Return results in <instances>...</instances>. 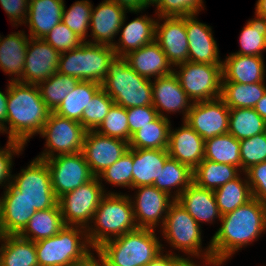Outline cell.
<instances>
[{"instance_id":"e0dca14e","label":"cell","mask_w":266,"mask_h":266,"mask_svg":"<svg viewBox=\"0 0 266 266\" xmlns=\"http://www.w3.org/2000/svg\"><path fill=\"white\" fill-rule=\"evenodd\" d=\"M60 53L43 38H30L23 68L22 83L38 85L55 74Z\"/></svg>"},{"instance_id":"f546056e","label":"cell","mask_w":266,"mask_h":266,"mask_svg":"<svg viewBox=\"0 0 266 266\" xmlns=\"http://www.w3.org/2000/svg\"><path fill=\"white\" fill-rule=\"evenodd\" d=\"M29 39L30 37L28 38L21 30L8 34L4 39L0 36V67L4 73L15 75L11 81H20L23 78Z\"/></svg>"},{"instance_id":"680465c9","label":"cell","mask_w":266,"mask_h":266,"mask_svg":"<svg viewBox=\"0 0 266 266\" xmlns=\"http://www.w3.org/2000/svg\"><path fill=\"white\" fill-rule=\"evenodd\" d=\"M94 253H90L85 259L75 263L73 266H108L105 259L97 252L99 259L94 258ZM100 261V262H98Z\"/></svg>"},{"instance_id":"7402d4cb","label":"cell","mask_w":266,"mask_h":266,"mask_svg":"<svg viewBox=\"0 0 266 266\" xmlns=\"http://www.w3.org/2000/svg\"><path fill=\"white\" fill-rule=\"evenodd\" d=\"M183 122L180 129H170L167 151L171 158L194 170L204 159L205 140Z\"/></svg>"},{"instance_id":"bcb514c9","label":"cell","mask_w":266,"mask_h":266,"mask_svg":"<svg viewBox=\"0 0 266 266\" xmlns=\"http://www.w3.org/2000/svg\"><path fill=\"white\" fill-rule=\"evenodd\" d=\"M241 170L266 161V132L240 140Z\"/></svg>"},{"instance_id":"52a82bcc","label":"cell","mask_w":266,"mask_h":266,"mask_svg":"<svg viewBox=\"0 0 266 266\" xmlns=\"http://www.w3.org/2000/svg\"><path fill=\"white\" fill-rule=\"evenodd\" d=\"M115 56L111 46L84 41L79 47L60 53L57 72L102 84Z\"/></svg>"},{"instance_id":"f1b7e54d","label":"cell","mask_w":266,"mask_h":266,"mask_svg":"<svg viewBox=\"0 0 266 266\" xmlns=\"http://www.w3.org/2000/svg\"><path fill=\"white\" fill-rule=\"evenodd\" d=\"M169 157L167 149L132 148V188L153 186Z\"/></svg>"},{"instance_id":"d6a6232c","label":"cell","mask_w":266,"mask_h":266,"mask_svg":"<svg viewBox=\"0 0 266 266\" xmlns=\"http://www.w3.org/2000/svg\"><path fill=\"white\" fill-rule=\"evenodd\" d=\"M242 172L238 167L203 159L193 170V182L201 188L215 190L234 180Z\"/></svg>"},{"instance_id":"484cf974","label":"cell","mask_w":266,"mask_h":266,"mask_svg":"<svg viewBox=\"0 0 266 266\" xmlns=\"http://www.w3.org/2000/svg\"><path fill=\"white\" fill-rule=\"evenodd\" d=\"M222 81L242 84L264 83L265 65L263 57L231 53L222 61Z\"/></svg>"},{"instance_id":"9a60e30c","label":"cell","mask_w":266,"mask_h":266,"mask_svg":"<svg viewBox=\"0 0 266 266\" xmlns=\"http://www.w3.org/2000/svg\"><path fill=\"white\" fill-rule=\"evenodd\" d=\"M129 150V142L87 131L82 153L91 172L98 177Z\"/></svg>"},{"instance_id":"277c9868","label":"cell","mask_w":266,"mask_h":266,"mask_svg":"<svg viewBox=\"0 0 266 266\" xmlns=\"http://www.w3.org/2000/svg\"><path fill=\"white\" fill-rule=\"evenodd\" d=\"M154 229L137 228L99 246L98 252L108 266H146L162 253Z\"/></svg>"},{"instance_id":"be15d7a7","label":"cell","mask_w":266,"mask_h":266,"mask_svg":"<svg viewBox=\"0 0 266 266\" xmlns=\"http://www.w3.org/2000/svg\"><path fill=\"white\" fill-rule=\"evenodd\" d=\"M6 236L7 234L5 233V229L3 226L2 207H1V201H0V240L3 241Z\"/></svg>"},{"instance_id":"ac0fdd59","label":"cell","mask_w":266,"mask_h":266,"mask_svg":"<svg viewBox=\"0 0 266 266\" xmlns=\"http://www.w3.org/2000/svg\"><path fill=\"white\" fill-rule=\"evenodd\" d=\"M164 20L160 25L156 22L155 41L166 54L168 62L173 66L188 61V38L184 17H160Z\"/></svg>"},{"instance_id":"681fc988","label":"cell","mask_w":266,"mask_h":266,"mask_svg":"<svg viewBox=\"0 0 266 266\" xmlns=\"http://www.w3.org/2000/svg\"><path fill=\"white\" fill-rule=\"evenodd\" d=\"M43 39L59 53L73 50L84 42L62 21L57 24Z\"/></svg>"},{"instance_id":"d590c367","label":"cell","mask_w":266,"mask_h":266,"mask_svg":"<svg viewBox=\"0 0 266 266\" xmlns=\"http://www.w3.org/2000/svg\"><path fill=\"white\" fill-rule=\"evenodd\" d=\"M101 87L102 85L96 82L79 81L54 113L64 118L76 120L82 124L84 108L87 107Z\"/></svg>"},{"instance_id":"6125c7cd","label":"cell","mask_w":266,"mask_h":266,"mask_svg":"<svg viewBox=\"0 0 266 266\" xmlns=\"http://www.w3.org/2000/svg\"><path fill=\"white\" fill-rule=\"evenodd\" d=\"M189 257L187 258H183V257H179L174 263L172 266H200V265H197L195 264L192 259L190 260V258L188 259Z\"/></svg>"},{"instance_id":"91938a15","label":"cell","mask_w":266,"mask_h":266,"mask_svg":"<svg viewBox=\"0 0 266 266\" xmlns=\"http://www.w3.org/2000/svg\"><path fill=\"white\" fill-rule=\"evenodd\" d=\"M255 111L266 121V92L254 107Z\"/></svg>"},{"instance_id":"f35d334b","label":"cell","mask_w":266,"mask_h":266,"mask_svg":"<svg viewBox=\"0 0 266 266\" xmlns=\"http://www.w3.org/2000/svg\"><path fill=\"white\" fill-rule=\"evenodd\" d=\"M240 140L227 133L205 140L204 159L241 169Z\"/></svg>"},{"instance_id":"f6af8a7d","label":"cell","mask_w":266,"mask_h":266,"mask_svg":"<svg viewBox=\"0 0 266 266\" xmlns=\"http://www.w3.org/2000/svg\"><path fill=\"white\" fill-rule=\"evenodd\" d=\"M95 131L104 136L129 142V125L126 108L113 104Z\"/></svg>"},{"instance_id":"e7e4bbea","label":"cell","mask_w":266,"mask_h":266,"mask_svg":"<svg viewBox=\"0 0 266 266\" xmlns=\"http://www.w3.org/2000/svg\"><path fill=\"white\" fill-rule=\"evenodd\" d=\"M160 0H143V5L145 7H149V5H152L153 4L156 6L158 3H159Z\"/></svg>"},{"instance_id":"60d3db41","label":"cell","mask_w":266,"mask_h":266,"mask_svg":"<svg viewBox=\"0 0 266 266\" xmlns=\"http://www.w3.org/2000/svg\"><path fill=\"white\" fill-rule=\"evenodd\" d=\"M78 82L79 80L74 76H68L56 72L37 86L41 98L46 103L47 107L54 112L63 102L65 97L75 88Z\"/></svg>"},{"instance_id":"db71d44e","label":"cell","mask_w":266,"mask_h":266,"mask_svg":"<svg viewBox=\"0 0 266 266\" xmlns=\"http://www.w3.org/2000/svg\"><path fill=\"white\" fill-rule=\"evenodd\" d=\"M0 4L14 26L26 22L29 0H0Z\"/></svg>"},{"instance_id":"8992f818","label":"cell","mask_w":266,"mask_h":266,"mask_svg":"<svg viewBox=\"0 0 266 266\" xmlns=\"http://www.w3.org/2000/svg\"><path fill=\"white\" fill-rule=\"evenodd\" d=\"M35 247L39 266H73L85 259L92 248L86 228L71 225H65L52 237L36 241Z\"/></svg>"},{"instance_id":"3957f363","label":"cell","mask_w":266,"mask_h":266,"mask_svg":"<svg viewBox=\"0 0 266 266\" xmlns=\"http://www.w3.org/2000/svg\"><path fill=\"white\" fill-rule=\"evenodd\" d=\"M95 221V222H93ZM92 223L86 229L94 251L103 243L136 230L132 200L128 195L107 192L94 213ZM94 227V228H93Z\"/></svg>"},{"instance_id":"ee69618b","label":"cell","mask_w":266,"mask_h":266,"mask_svg":"<svg viewBox=\"0 0 266 266\" xmlns=\"http://www.w3.org/2000/svg\"><path fill=\"white\" fill-rule=\"evenodd\" d=\"M113 104V99L101 87L95 93L87 107L84 108L82 126L87 131H95L102 123Z\"/></svg>"},{"instance_id":"d6986e66","label":"cell","mask_w":266,"mask_h":266,"mask_svg":"<svg viewBox=\"0 0 266 266\" xmlns=\"http://www.w3.org/2000/svg\"><path fill=\"white\" fill-rule=\"evenodd\" d=\"M152 94V105L159 116L168 118L162 111L175 113L181 110L180 112L183 113V120L185 121L193 102L182 89L178 78L173 72L169 75L158 77L152 82Z\"/></svg>"},{"instance_id":"2e32d148","label":"cell","mask_w":266,"mask_h":266,"mask_svg":"<svg viewBox=\"0 0 266 266\" xmlns=\"http://www.w3.org/2000/svg\"><path fill=\"white\" fill-rule=\"evenodd\" d=\"M136 188L138 191L132 206L137 227L155 230L160 221L162 227L169 207L175 201L173 195L170 196L155 186H140L132 189Z\"/></svg>"},{"instance_id":"f5cc1de1","label":"cell","mask_w":266,"mask_h":266,"mask_svg":"<svg viewBox=\"0 0 266 266\" xmlns=\"http://www.w3.org/2000/svg\"><path fill=\"white\" fill-rule=\"evenodd\" d=\"M126 110L129 125V141L134 133L152 122L158 116L157 110L153 105L132 107Z\"/></svg>"},{"instance_id":"603a6c76","label":"cell","mask_w":266,"mask_h":266,"mask_svg":"<svg viewBox=\"0 0 266 266\" xmlns=\"http://www.w3.org/2000/svg\"><path fill=\"white\" fill-rule=\"evenodd\" d=\"M124 57L137 74L150 80L153 76L156 79L169 75L174 70L156 41L132 51Z\"/></svg>"},{"instance_id":"9c48e42d","label":"cell","mask_w":266,"mask_h":266,"mask_svg":"<svg viewBox=\"0 0 266 266\" xmlns=\"http://www.w3.org/2000/svg\"><path fill=\"white\" fill-rule=\"evenodd\" d=\"M173 70L187 96L193 103L217 99L221 96L222 65L187 61Z\"/></svg>"},{"instance_id":"ffe728a7","label":"cell","mask_w":266,"mask_h":266,"mask_svg":"<svg viewBox=\"0 0 266 266\" xmlns=\"http://www.w3.org/2000/svg\"><path fill=\"white\" fill-rule=\"evenodd\" d=\"M195 17L196 15L185 16L189 50L188 61L222 65L211 27L199 22Z\"/></svg>"},{"instance_id":"6f0895ef","label":"cell","mask_w":266,"mask_h":266,"mask_svg":"<svg viewBox=\"0 0 266 266\" xmlns=\"http://www.w3.org/2000/svg\"><path fill=\"white\" fill-rule=\"evenodd\" d=\"M6 94L0 91V126L3 128L4 132H7V95L8 88ZM6 122V123H5Z\"/></svg>"},{"instance_id":"5bb4252c","label":"cell","mask_w":266,"mask_h":266,"mask_svg":"<svg viewBox=\"0 0 266 266\" xmlns=\"http://www.w3.org/2000/svg\"><path fill=\"white\" fill-rule=\"evenodd\" d=\"M230 109L219 97L195 102L185 122L204 140L228 133Z\"/></svg>"},{"instance_id":"74e56055","label":"cell","mask_w":266,"mask_h":266,"mask_svg":"<svg viewBox=\"0 0 266 266\" xmlns=\"http://www.w3.org/2000/svg\"><path fill=\"white\" fill-rule=\"evenodd\" d=\"M266 132V121L254 108L230 109L228 133L237 140Z\"/></svg>"},{"instance_id":"b9f144b4","label":"cell","mask_w":266,"mask_h":266,"mask_svg":"<svg viewBox=\"0 0 266 266\" xmlns=\"http://www.w3.org/2000/svg\"><path fill=\"white\" fill-rule=\"evenodd\" d=\"M239 41L241 49L233 54L262 57L266 50V18L256 14L242 28Z\"/></svg>"},{"instance_id":"8d00e7d4","label":"cell","mask_w":266,"mask_h":266,"mask_svg":"<svg viewBox=\"0 0 266 266\" xmlns=\"http://www.w3.org/2000/svg\"><path fill=\"white\" fill-rule=\"evenodd\" d=\"M192 182L193 170L169 156L159 178L153 182V186L170 196L171 190L177 188L176 194L173 196V199L176 200Z\"/></svg>"},{"instance_id":"836d02e7","label":"cell","mask_w":266,"mask_h":266,"mask_svg":"<svg viewBox=\"0 0 266 266\" xmlns=\"http://www.w3.org/2000/svg\"><path fill=\"white\" fill-rule=\"evenodd\" d=\"M265 92V83L242 84L222 81L220 98L229 109L254 108Z\"/></svg>"},{"instance_id":"e575fe53","label":"cell","mask_w":266,"mask_h":266,"mask_svg":"<svg viewBox=\"0 0 266 266\" xmlns=\"http://www.w3.org/2000/svg\"><path fill=\"white\" fill-rule=\"evenodd\" d=\"M170 129V120L158 115L152 122L131 136L129 148L167 149Z\"/></svg>"},{"instance_id":"7a4b0ae2","label":"cell","mask_w":266,"mask_h":266,"mask_svg":"<svg viewBox=\"0 0 266 266\" xmlns=\"http://www.w3.org/2000/svg\"><path fill=\"white\" fill-rule=\"evenodd\" d=\"M7 129L8 140L27 144L39 134L52 112L41 98L37 85L11 81L8 83ZM9 130V131H8Z\"/></svg>"},{"instance_id":"11a10c76","label":"cell","mask_w":266,"mask_h":266,"mask_svg":"<svg viewBox=\"0 0 266 266\" xmlns=\"http://www.w3.org/2000/svg\"><path fill=\"white\" fill-rule=\"evenodd\" d=\"M180 256L176 254H159L155 259H153L149 264L146 266H172L173 263L179 258Z\"/></svg>"},{"instance_id":"7dc6e473","label":"cell","mask_w":266,"mask_h":266,"mask_svg":"<svg viewBox=\"0 0 266 266\" xmlns=\"http://www.w3.org/2000/svg\"><path fill=\"white\" fill-rule=\"evenodd\" d=\"M132 171V148H129L121 158L102 172L98 178L100 180L101 178L104 179L111 185L132 188Z\"/></svg>"},{"instance_id":"7c38bea8","label":"cell","mask_w":266,"mask_h":266,"mask_svg":"<svg viewBox=\"0 0 266 266\" xmlns=\"http://www.w3.org/2000/svg\"><path fill=\"white\" fill-rule=\"evenodd\" d=\"M98 177L58 199L65 225L88 228L105 190Z\"/></svg>"},{"instance_id":"cb8c5ba5","label":"cell","mask_w":266,"mask_h":266,"mask_svg":"<svg viewBox=\"0 0 266 266\" xmlns=\"http://www.w3.org/2000/svg\"><path fill=\"white\" fill-rule=\"evenodd\" d=\"M125 20L126 14L120 27L122 32L119 42L112 46L116 56H125L155 41L157 22L155 18L153 19L146 15L139 16L124 26Z\"/></svg>"},{"instance_id":"f907efd6","label":"cell","mask_w":266,"mask_h":266,"mask_svg":"<svg viewBox=\"0 0 266 266\" xmlns=\"http://www.w3.org/2000/svg\"><path fill=\"white\" fill-rule=\"evenodd\" d=\"M24 146L25 145L21 142L8 140L5 149L0 148V186H4L7 188L10 184H12V156L15 154L19 155V153H21V151L23 150ZM6 181L8 183H6ZM2 183H6L7 185H2Z\"/></svg>"},{"instance_id":"4fadbf2b","label":"cell","mask_w":266,"mask_h":266,"mask_svg":"<svg viewBox=\"0 0 266 266\" xmlns=\"http://www.w3.org/2000/svg\"><path fill=\"white\" fill-rule=\"evenodd\" d=\"M44 161L57 199L95 178L82 152L56 155Z\"/></svg>"},{"instance_id":"94428289","label":"cell","mask_w":266,"mask_h":266,"mask_svg":"<svg viewBox=\"0 0 266 266\" xmlns=\"http://www.w3.org/2000/svg\"><path fill=\"white\" fill-rule=\"evenodd\" d=\"M255 6V14L266 18V0H258Z\"/></svg>"},{"instance_id":"83f0119b","label":"cell","mask_w":266,"mask_h":266,"mask_svg":"<svg viewBox=\"0 0 266 266\" xmlns=\"http://www.w3.org/2000/svg\"><path fill=\"white\" fill-rule=\"evenodd\" d=\"M176 201L187 210L200 226V223H212L216 218L221 219L222 215L219 212L214 191L198 187L194 182L179 195Z\"/></svg>"},{"instance_id":"6da1fadb","label":"cell","mask_w":266,"mask_h":266,"mask_svg":"<svg viewBox=\"0 0 266 266\" xmlns=\"http://www.w3.org/2000/svg\"><path fill=\"white\" fill-rule=\"evenodd\" d=\"M212 237V257L223 264L234 252L255 241L266 230V205L256 198L221 216Z\"/></svg>"},{"instance_id":"30bf717a","label":"cell","mask_w":266,"mask_h":266,"mask_svg":"<svg viewBox=\"0 0 266 266\" xmlns=\"http://www.w3.org/2000/svg\"><path fill=\"white\" fill-rule=\"evenodd\" d=\"M86 132L80 122L51 112L39 133L46 138V149L36 158L46 160L56 155L82 152Z\"/></svg>"},{"instance_id":"d4e9b609","label":"cell","mask_w":266,"mask_h":266,"mask_svg":"<svg viewBox=\"0 0 266 266\" xmlns=\"http://www.w3.org/2000/svg\"><path fill=\"white\" fill-rule=\"evenodd\" d=\"M64 6V0H29V37L44 38L62 21Z\"/></svg>"},{"instance_id":"c3c4849f","label":"cell","mask_w":266,"mask_h":266,"mask_svg":"<svg viewBox=\"0 0 266 266\" xmlns=\"http://www.w3.org/2000/svg\"><path fill=\"white\" fill-rule=\"evenodd\" d=\"M160 17H184L198 15L203 6V0H160L156 5ZM201 8V9H200Z\"/></svg>"},{"instance_id":"816d5d0a","label":"cell","mask_w":266,"mask_h":266,"mask_svg":"<svg viewBox=\"0 0 266 266\" xmlns=\"http://www.w3.org/2000/svg\"><path fill=\"white\" fill-rule=\"evenodd\" d=\"M244 173L248 179L253 198L266 205V161L251 166Z\"/></svg>"},{"instance_id":"03108f58","label":"cell","mask_w":266,"mask_h":266,"mask_svg":"<svg viewBox=\"0 0 266 266\" xmlns=\"http://www.w3.org/2000/svg\"><path fill=\"white\" fill-rule=\"evenodd\" d=\"M0 132L4 133V130H3V128L1 126H0Z\"/></svg>"},{"instance_id":"ba28073f","label":"cell","mask_w":266,"mask_h":266,"mask_svg":"<svg viewBox=\"0 0 266 266\" xmlns=\"http://www.w3.org/2000/svg\"><path fill=\"white\" fill-rule=\"evenodd\" d=\"M200 227L187 210L175 200L170 205L165 217L162 234L174 249L188 253L191 257L197 256L199 258L202 256L205 259L203 262L210 264V266L222 265L218 264L212 257L211 244L203 252Z\"/></svg>"},{"instance_id":"1f68e13d","label":"cell","mask_w":266,"mask_h":266,"mask_svg":"<svg viewBox=\"0 0 266 266\" xmlns=\"http://www.w3.org/2000/svg\"><path fill=\"white\" fill-rule=\"evenodd\" d=\"M0 247V266H39L35 242L7 235Z\"/></svg>"},{"instance_id":"8fae6325","label":"cell","mask_w":266,"mask_h":266,"mask_svg":"<svg viewBox=\"0 0 266 266\" xmlns=\"http://www.w3.org/2000/svg\"><path fill=\"white\" fill-rule=\"evenodd\" d=\"M12 185L36 210H46L58 204L52 189L49 168L44 160L35 158L21 173L13 175Z\"/></svg>"},{"instance_id":"7bdbcfd3","label":"cell","mask_w":266,"mask_h":266,"mask_svg":"<svg viewBox=\"0 0 266 266\" xmlns=\"http://www.w3.org/2000/svg\"><path fill=\"white\" fill-rule=\"evenodd\" d=\"M92 7L89 0H81L76 1L67 11L65 6L63 9L62 22L83 41L87 40Z\"/></svg>"},{"instance_id":"4316f807","label":"cell","mask_w":266,"mask_h":266,"mask_svg":"<svg viewBox=\"0 0 266 266\" xmlns=\"http://www.w3.org/2000/svg\"><path fill=\"white\" fill-rule=\"evenodd\" d=\"M5 233L18 235L27 225L36 210L21 196V193L10 184L0 198Z\"/></svg>"},{"instance_id":"4dcf8cb0","label":"cell","mask_w":266,"mask_h":266,"mask_svg":"<svg viewBox=\"0 0 266 266\" xmlns=\"http://www.w3.org/2000/svg\"><path fill=\"white\" fill-rule=\"evenodd\" d=\"M64 226L61 210L57 204L53 208L36 211L18 235L36 242L56 235Z\"/></svg>"},{"instance_id":"ab89813d","label":"cell","mask_w":266,"mask_h":266,"mask_svg":"<svg viewBox=\"0 0 266 266\" xmlns=\"http://www.w3.org/2000/svg\"><path fill=\"white\" fill-rule=\"evenodd\" d=\"M214 196L221 215L234 211L253 198L248 179L243 181L240 176L215 189Z\"/></svg>"},{"instance_id":"44dd1931","label":"cell","mask_w":266,"mask_h":266,"mask_svg":"<svg viewBox=\"0 0 266 266\" xmlns=\"http://www.w3.org/2000/svg\"><path fill=\"white\" fill-rule=\"evenodd\" d=\"M127 9L110 0H104L96 8H92L90 17V43L113 46V38L119 34Z\"/></svg>"},{"instance_id":"9f6ffc18","label":"cell","mask_w":266,"mask_h":266,"mask_svg":"<svg viewBox=\"0 0 266 266\" xmlns=\"http://www.w3.org/2000/svg\"><path fill=\"white\" fill-rule=\"evenodd\" d=\"M119 4L120 6L125 7L130 12L139 13L141 10H144L146 7L143 5V0H110Z\"/></svg>"},{"instance_id":"5b68a950","label":"cell","mask_w":266,"mask_h":266,"mask_svg":"<svg viewBox=\"0 0 266 266\" xmlns=\"http://www.w3.org/2000/svg\"><path fill=\"white\" fill-rule=\"evenodd\" d=\"M114 104L126 109L152 105V81L137 74L124 56H115L101 84Z\"/></svg>"}]
</instances>
